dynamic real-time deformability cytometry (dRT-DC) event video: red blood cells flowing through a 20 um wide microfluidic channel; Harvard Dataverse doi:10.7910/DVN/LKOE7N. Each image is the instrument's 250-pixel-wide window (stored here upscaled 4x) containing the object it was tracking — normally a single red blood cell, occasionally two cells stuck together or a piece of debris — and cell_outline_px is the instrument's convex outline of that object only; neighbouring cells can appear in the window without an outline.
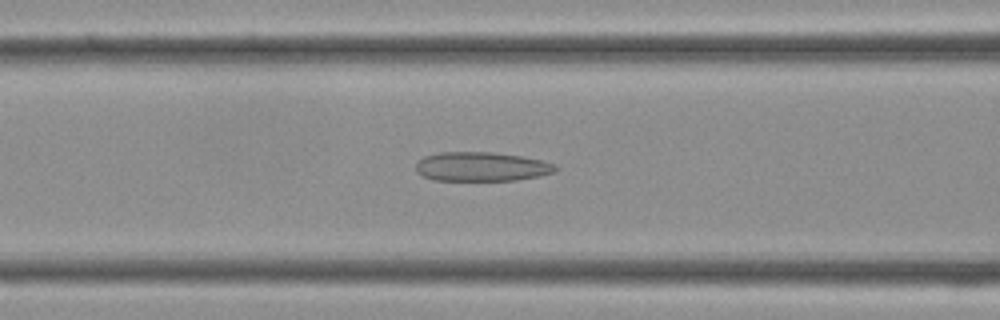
{"species": "Egyptian fruit bat (a non-hibernating species)", "species_latin": "Rousettus aegyptiacus", "temperature_condition": "cold", "stored_images_in_passage": 30, "camera_frame_rate_fps": 3000, "um_per_image_px": 0.085, "frame": {"image": 1, "passage_image": 9, "time_ms": 2.667, "image_size_px": [1000, 320], "cell_outline_px": [[560, 168], [556, 172], [540, 176], [516, 180], [432, 180], [416, 172], [416, 164], [424, 156], [440, 152], [492, 152], [520, 156], [540, 160], [556, 164]], "centroid_in_image_um": [40.96, 14.16], "position_along_channel_um": 125.6, "area_um2": 23.81}}
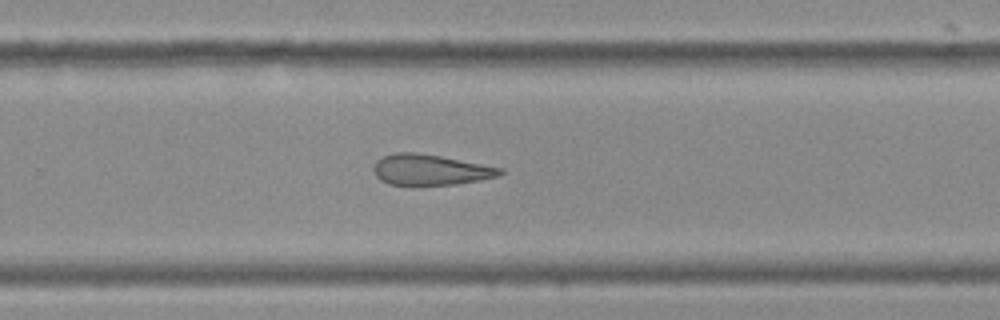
{"frame": {"image": 2, "passage_image": 18, "time_ms": 5.667, "image_size_px": [1000, 320], "cell_outline_px": [[504, 172], [500, 176], [480, 180], [456, 184], [388, 184], [380, 180], [376, 176], [372, 168], [376, 160], [384, 156], [396, 152], [416, 152], [440, 156], [504, 168]], "centroid_in_image_um": [36.59, 14.42], "position_along_channel_um": 293.2, "area_um2": 22.54}}
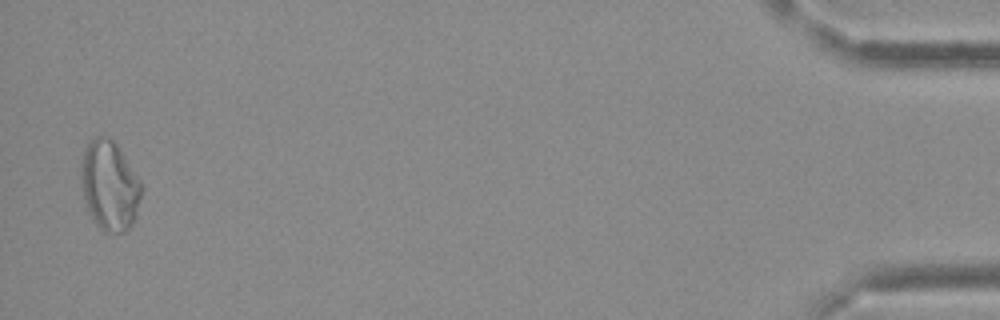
{"frame": {"image": 3, "passage_image": 30, "time_ms": 9.667, "image_size_px": [1000, 320], "cell_outline_px": [[144, 192], [132, 224], [124, 232], [104, 232], [96, 224], [84, 204], [80, 176], [80, 172], [84, 148], [96, 136], [104, 136], [112, 140], [116, 144], [140, 180], [144, 188]], "centroid_in_image_um": [9.31, 15.8], "position_along_channel_um": 425.9, "area_um2": 31.67}}